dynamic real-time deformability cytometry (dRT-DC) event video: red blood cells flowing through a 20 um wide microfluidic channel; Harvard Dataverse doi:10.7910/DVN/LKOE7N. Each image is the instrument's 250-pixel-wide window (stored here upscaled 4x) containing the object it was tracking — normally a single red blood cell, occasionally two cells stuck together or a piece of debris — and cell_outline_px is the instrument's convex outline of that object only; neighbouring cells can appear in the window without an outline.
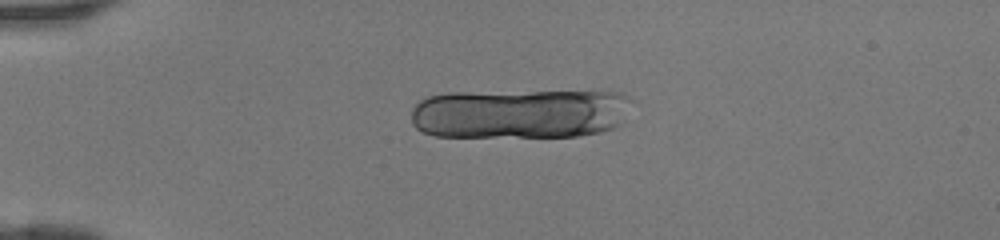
{"species": "human", "species_latin": "Homo sapiens", "temperature_condition": "room temperature", "stored_images_in_passage": 17, "camera_frame_rate_fps": 3000, "um_per_image_px": 0.085, "donor": {"sex": "female"}, "frame": {"image": 1, "passage_image": 11, "time_ms": 3.333, "image_size_px": [1000, 240], "cell_outline_px": [[628, 96], [620, 124], [612, 128], [600, 132], [576, 136], [436, 136], [424, 132], [416, 128], [412, 124], [412, 108], [420, 100], [428, 96], [448, 92], [620, 92]], "centroid_in_image_um": [44.09, 9.65], "position_along_channel_um": 40.9, "area_um2": 63.46}}